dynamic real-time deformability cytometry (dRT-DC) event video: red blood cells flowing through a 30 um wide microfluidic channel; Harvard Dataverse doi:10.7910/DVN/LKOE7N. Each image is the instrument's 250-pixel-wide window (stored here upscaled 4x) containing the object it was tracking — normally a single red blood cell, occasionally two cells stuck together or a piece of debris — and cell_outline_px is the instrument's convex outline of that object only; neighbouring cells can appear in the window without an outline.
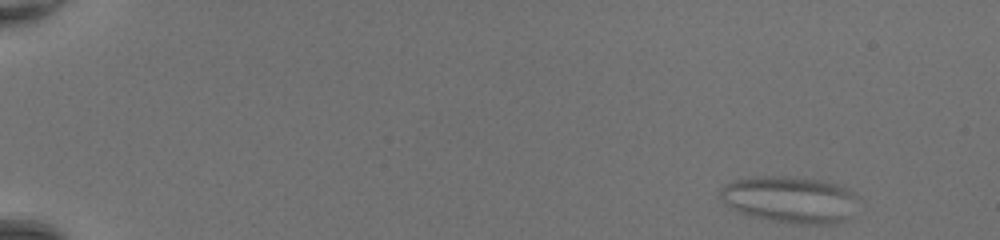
{"species": "common noctule bat (a hibernating species)", "species_latin": "Nyctalus noctula", "temperature_condition": "room temperature", "stored_images_in_passage": 46, "camera_frame_rate_fps": 3000, "um_per_image_px": 0.085, "animal": {"sex": "female", "body_mass_g": 20.0, "forearm_length_mm": 54.0}, "frame": {"image": 1, "passage_image": 1, "time_ms": 0.0, "image_size_px": [1000, 240], "cell_outline_px": [[860, 196], [848, 216], [844, 220], [836, 224], [792, 224], [752, 216], [740, 212], [732, 208], [720, 196], [720, 188], [724, 184], [736, 180], [752, 176], [788, 176], [820, 180], [836, 184], [848, 188], [856, 192]], "centroid_in_image_um": [67.18, 16.95], "position_along_channel_um": 17.8, "area_um2": 37.57}}
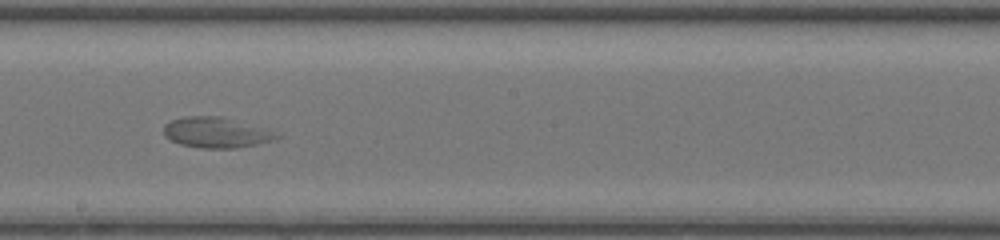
{"frame": {"image": 2, "passage_image": 27, "time_ms": 8.667, "image_size_px": [1000, 240], "cell_outline_px": [[280, 136], [272, 140], [256, 144], [236, 148], [200, 148], [180, 144], [164, 136], [164, 124], [172, 120], [184, 116], [220, 116], [268, 128], [280, 132]], "centroid_in_image_um": [18.41, 11.25], "position_along_channel_um": 229.8, "area_um2": 20.23}}
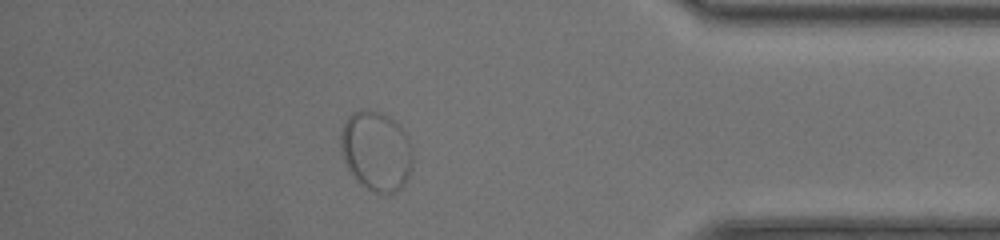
{"frame": {"image": 3, "passage_image": 41, "time_ms": 13.333, "image_size_px": [1000, 240], "cell_outline_px": [[412, 168], [404, 184], [396, 192], [388, 196], [376, 192], [368, 188], [356, 180], [348, 168], [340, 152], [340, 136], [344, 124], [348, 116], [352, 112], [360, 108], [368, 108], [380, 112], [396, 120], [400, 124], [408, 136], [412, 148]], "centroid_in_image_um": [31.99, 12.81], "position_along_channel_um": 403.2, "area_um2": 34.1}}